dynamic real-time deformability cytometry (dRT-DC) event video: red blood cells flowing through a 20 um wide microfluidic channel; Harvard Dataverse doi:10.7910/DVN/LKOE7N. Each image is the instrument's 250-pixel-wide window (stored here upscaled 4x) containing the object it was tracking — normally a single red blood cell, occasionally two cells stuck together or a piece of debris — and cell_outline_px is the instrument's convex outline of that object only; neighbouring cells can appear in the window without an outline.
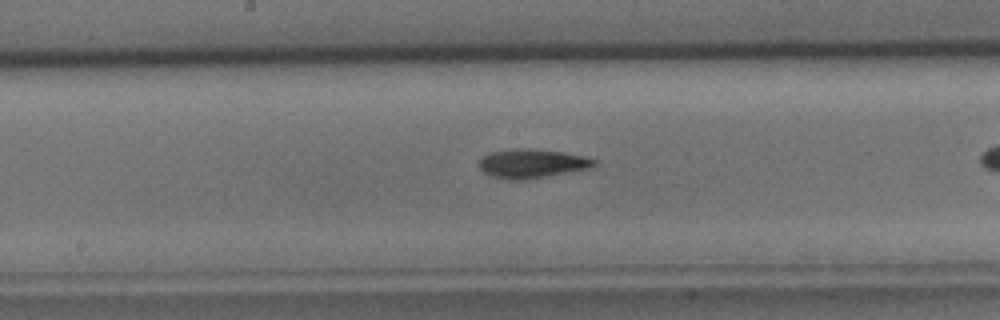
{"species": "common noctule bat (a hibernating species)", "species_latin": "Nyctalus noctula", "temperature_condition": "cold", "stored_images_in_passage": 30, "camera_frame_rate_fps": 3000, "um_per_image_px": 0.085, "animal": {"sex": "male", "body_mass_g": 15.6}, "frame": {"image": 1, "passage_image": 18, "time_ms": 5.667, "image_size_px": [1000, 320], "cell_outline_px": [[596, 164], [588, 168], [544, 176], [520, 180], [508, 180], [492, 176], [484, 172], [480, 168], [480, 160], [484, 156], [492, 152], [516, 148], [528, 148], [564, 152], [588, 156], [596, 160]], "centroid_in_image_um": [45.23, 13.88], "position_along_channel_um": 203.0, "area_um2": 19.13}}